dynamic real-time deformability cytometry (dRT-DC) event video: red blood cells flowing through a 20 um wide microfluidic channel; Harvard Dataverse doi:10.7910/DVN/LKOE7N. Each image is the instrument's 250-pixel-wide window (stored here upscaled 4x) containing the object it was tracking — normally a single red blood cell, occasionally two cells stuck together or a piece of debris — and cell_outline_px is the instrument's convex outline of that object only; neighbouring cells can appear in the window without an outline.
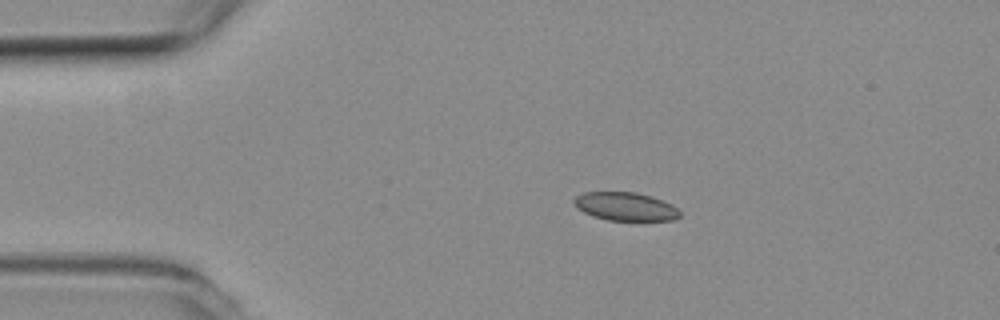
{"species": "common noctule bat (a hibernating species)", "species_latin": "Nyctalus noctula", "temperature_condition": "room temperature", "stored_images_in_passage": 45, "camera_frame_rate_fps": 3000, "um_per_image_px": 0.085, "animal": {"sex": "female", "body_mass_g": 19.3, "forearm_length_mm": 54.1}, "frame": {"image": 1, "passage_image": 1, "time_ms": 0.0, "image_size_px": [1000, 320], "cell_outline_px": [[680, 216], [672, 220], [608, 220], [592, 216], [576, 208], [572, 200], [576, 196], [584, 192], [636, 192], [652, 196], [672, 204], [680, 212]], "centroid_in_image_um": [53.14, 17.54], "position_along_channel_um": 31.9, "area_um2": 17.51}}
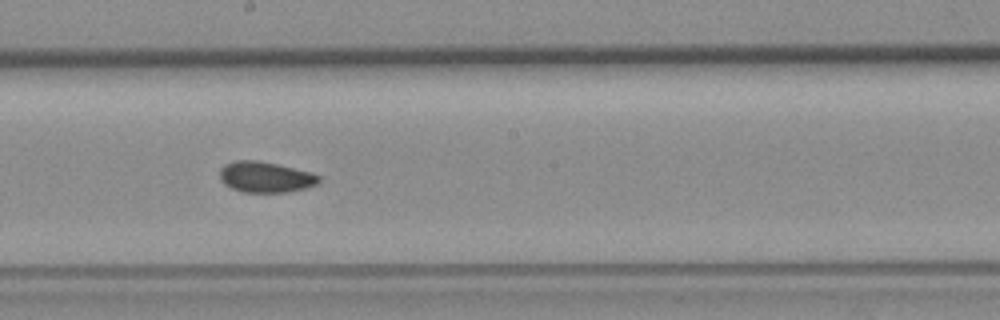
{"frame": {"image": 2, "passage_image": 20, "time_ms": 6.333, "image_size_px": [1000, 320], "cell_outline_px": [[320, 184], [288, 192], [244, 192], [232, 188], [224, 184], [220, 180], [220, 168], [224, 164], [236, 160], [256, 160], [276, 164], [312, 172], [320, 176]], "centroid_in_image_um": [22.57, 15.05], "position_along_channel_um": 225.6, "area_um2": 17.86}}
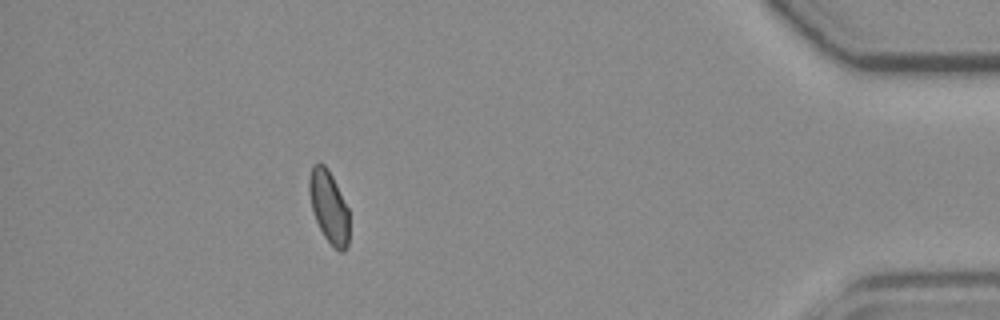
{"frame": {"image": 3, "passage_image": 39, "time_ms": 12.667, "image_size_px": [1000, 320], "cell_outline_px": [[348, 244], [344, 252], [340, 252], [324, 236], [316, 220], [312, 208], [308, 192], [308, 180], [312, 164], [324, 164], [328, 168], [348, 208]], "centroid_in_image_um": [27.94, 17.55], "position_along_channel_um": 407.3, "area_um2": 16.65}, "authors_computed_cell_mechanics": {"area_um2": 17.5134, "velocity_mm_per_s": 3.7681, "shape_relaxation_time_tau1_ms": null, "shape_relaxation_time_tau2_ms": 5.2197, "deformation_change_tau1": null, "deformation_change_tau2": 0.0863}}